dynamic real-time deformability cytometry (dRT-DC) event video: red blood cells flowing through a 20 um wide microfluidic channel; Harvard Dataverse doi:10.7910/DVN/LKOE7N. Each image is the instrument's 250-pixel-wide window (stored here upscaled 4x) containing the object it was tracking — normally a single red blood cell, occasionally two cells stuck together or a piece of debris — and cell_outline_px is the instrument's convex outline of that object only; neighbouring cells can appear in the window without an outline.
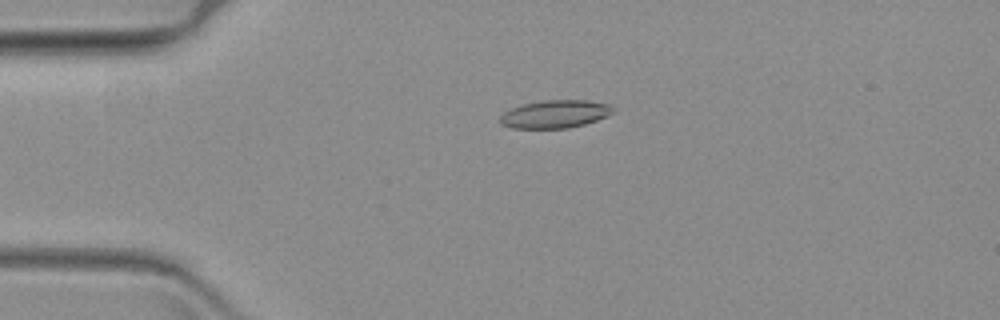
{"species": "common noctule bat (a hibernating species)", "species_latin": "Nyctalus noctula", "temperature_condition": "warm", "stored_images_in_passage": 56, "camera_frame_rate_fps": 3000, "um_per_image_px": 0.085, "animal": {"sex": "female", "body_mass_g": 19.3, "forearm_length_mm": 54.1}, "frame": {"image": 1, "passage_image": 15, "time_ms": 4.667, "image_size_px": [1000, 320], "cell_outline_px": [[616, 112], [608, 116], [584, 124], [568, 128], [512, 128], [500, 124], [500, 116], [504, 112], [512, 108], [524, 104], [540, 100], [588, 100], [608, 104], [616, 108]], "centroid_in_image_um": [47.22, 9.69], "position_along_channel_um": 37.8, "area_um2": 18.5}}
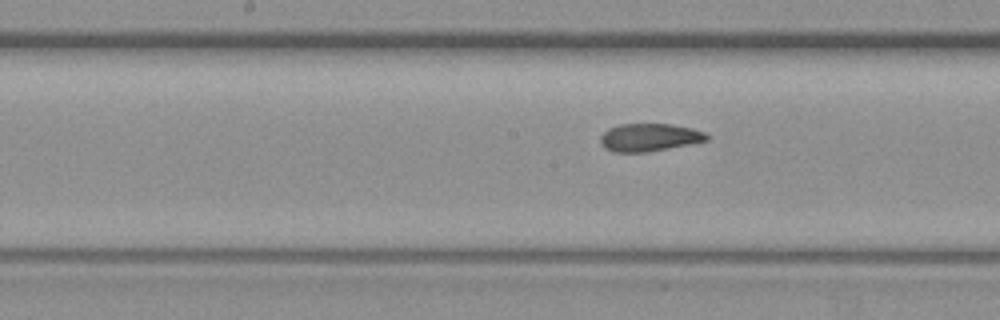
{"frame": {"image": 2, "passage_image": 32, "time_ms": 10.333, "image_size_px": [1000, 320], "cell_outline_px": [[708, 140], [688, 144], [644, 152], [612, 152], [604, 148], [600, 144], [600, 136], [608, 128], [620, 124], [672, 124], [692, 128], [704, 132], [708, 136]], "centroid_in_image_um": [55.14, 11.67], "position_along_channel_um": 193.1, "area_um2": 17.11}}
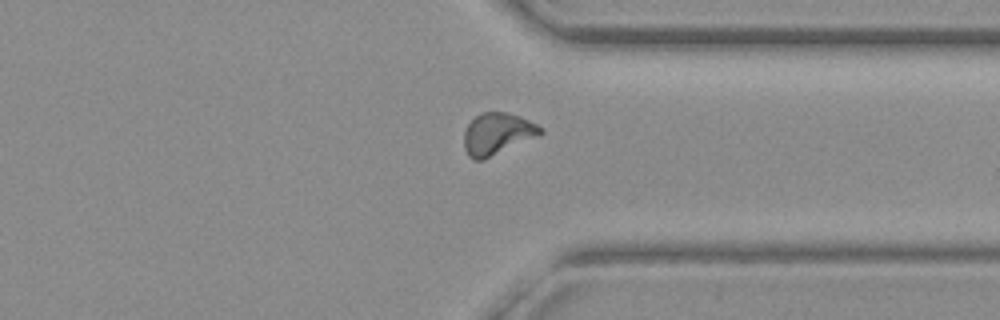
{"frame": {"image": 3, "passage_image": 48, "time_ms": 15.667, "image_size_px": [1000, 320], "cell_outline_px": [[544, 132], [540, 136], [484, 160], [476, 160], [468, 156], [464, 148], [464, 132], [468, 124], [480, 112], [508, 112], [520, 116], [544, 128]], "centroid_in_image_um": [42.3, 11.38], "position_along_channel_um": 369.1, "area_um2": 18.9}}